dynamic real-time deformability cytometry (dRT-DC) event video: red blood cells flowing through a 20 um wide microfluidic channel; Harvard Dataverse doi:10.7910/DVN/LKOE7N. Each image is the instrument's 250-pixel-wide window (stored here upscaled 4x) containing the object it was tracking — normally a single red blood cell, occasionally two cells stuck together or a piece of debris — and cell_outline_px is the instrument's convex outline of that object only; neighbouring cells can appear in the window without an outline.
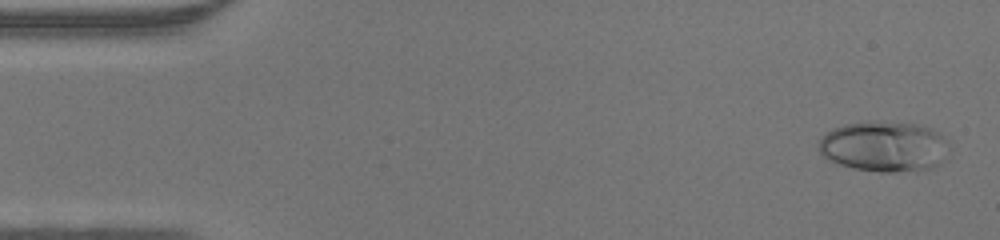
{"species": "human", "species_latin": "Homo sapiens", "temperature_condition": "warm", "stored_images_in_passage": 46, "camera_frame_rate_fps": 3000, "um_per_image_px": 0.085, "donor": {"sex": "male"}, "frame": {"image": 1, "passage_image": 2, "time_ms": 0.333, "image_size_px": [1000, 240], "cell_outline_px": [[952, 148], [932, 168], [916, 172], [880, 172], [852, 168], [840, 164], [824, 156], [820, 152], [820, 140], [824, 132], [832, 128], [844, 124], [916, 124], [932, 128], [940, 132], [948, 140]], "centroid_in_image_um": [75.22, 12.49], "position_along_channel_um": 9.8, "area_um2": 37.97}}
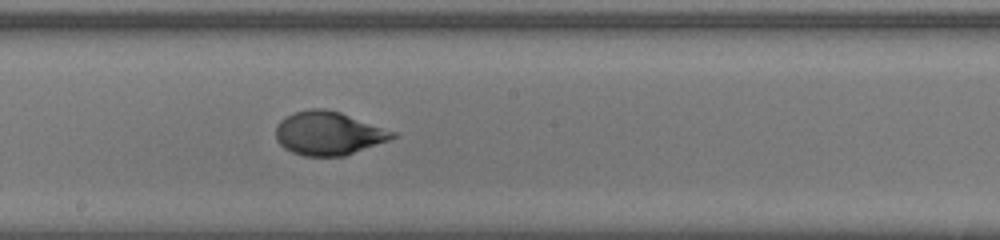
{"frame": {"image": 2, "passage_image": 25, "time_ms": 8.0, "image_size_px": [1000, 240], "cell_outline_px": [[396, 136], [388, 140], [344, 156], [304, 156], [292, 152], [284, 148], [276, 140], [276, 128], [280, 120], [284, 116], [292, 112], [312, 108], [324, 108], [340, 112], [396, 132]], "centroid_in_image_um": [27.87, 11.32], "position_along_channel_um": 220.3, "area_um2": 29.54}}
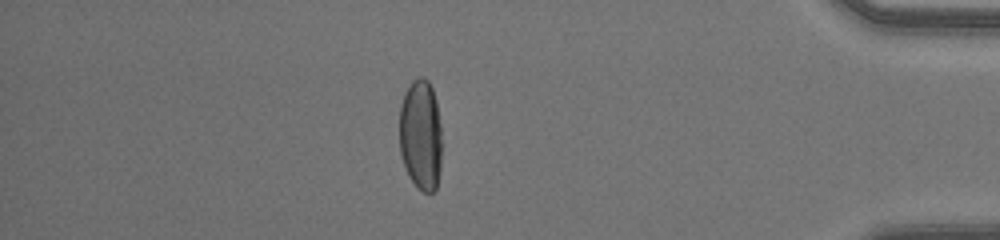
{"frame": {"image": 3, "passage_image": 40, "time_ms": 13.0, "image_size_px": [1000, 240], "cell_outline_px": [[440, 172], [436, 188], [432, 192], [424, 192], [416, 188], [408, 176], [400, 152], [400, 104], [404, 92], [412, 80], [420, 76], [424, 76], [428, 80], [432, 88], [436, 100], [440, 124]], "centroid_in_image_um": [35.75, 11.45], "position_along_channel_um": 399.5, "area_um2": 27.63}}